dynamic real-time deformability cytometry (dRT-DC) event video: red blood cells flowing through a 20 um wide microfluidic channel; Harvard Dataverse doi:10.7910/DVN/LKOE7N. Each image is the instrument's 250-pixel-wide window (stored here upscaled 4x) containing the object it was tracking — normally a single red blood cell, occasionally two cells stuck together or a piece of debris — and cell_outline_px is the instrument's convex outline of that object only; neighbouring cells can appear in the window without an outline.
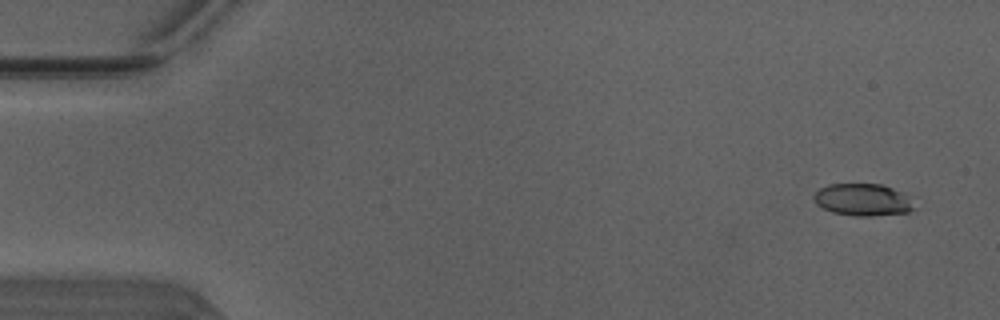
{"species": "Egyptian fruit bat (a non-hibernating species)", "species_latin": "Rousettus aegyptiacus", "temperature_condition": "warm", "stored_images_in_passage": 50, "camera_frame_rate_fps": 3000, "um_per_image_px": 0.085, "animal": {"sex": "male"}, "frame": {"image": 1, "passage_image": 3, "time_ms": 0.667, "image_size_px": [1000, 320], "cell_outline_px": [[916, 208], [908, 212], [872, 216], [852, 216], [832, 212], [816, 204], [812, 196], [820, 188], [828, 184], [880, 184], [892, 188], [900, 192]], "centroid_in_image_um": [73.27, 16.99], "position_along_channel_um": 11.7, "area_um2": 18.55}}
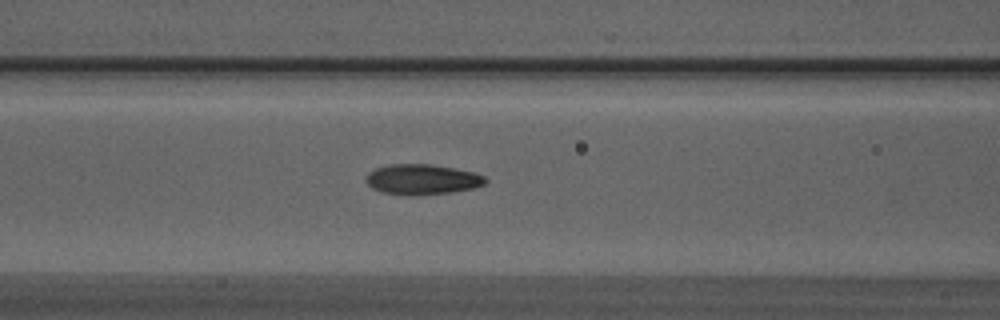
{"frame": {"image": 2, "passage_image": 21, "time_ms": 6.667, "image_size_px": [1000, 320], "cell_outline_px": [[488, 180], [484, 184], [472, 188], [452, 192], [408, 196], [404, 196], [380, 192], [372, 188], [364, 180], [368, 172], [376, 168], [388, 164], [432, 164], [472, 172], [484, 176]], "centroid_in_image_um": [35.82, 15.26], "position_along_channel_um": 130.8, "area_um2": 21.21}}
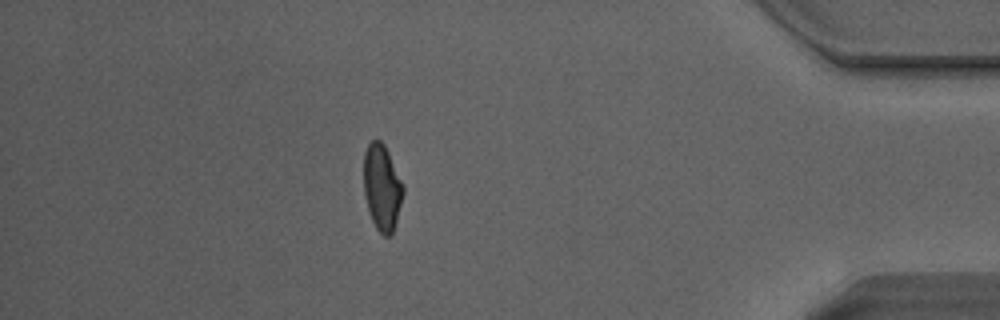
{"frame": {"image": 3, "passage_image": 44, "time_ms": 14.333, "image_size_px": [1000, 320], "cell_outline_px": [[404, 192], [392, 236], [384, 236], [376, 228], [372, 220], [368, 208], [364, 192], [364, 152], [368, 144], [372, 140], [380, 140], [384, 144], [404, 184]], "centroid_in_image_um": [32.48, 15.93], "position_along_channel_um": 402.7, "area_um2": 19.77}, "authors_computed_cell_mechanics": {"area_um2": 19.8543, "velocity_mm_per_s": 4.1374, "shape_relaxation_time_tau1_ms": 7.3765, "shape_relaxation_time_tau2_ms": 1.5585, "deformation_change_tau1": 0.2253, "deformation_change_tau2": 0.0706}}